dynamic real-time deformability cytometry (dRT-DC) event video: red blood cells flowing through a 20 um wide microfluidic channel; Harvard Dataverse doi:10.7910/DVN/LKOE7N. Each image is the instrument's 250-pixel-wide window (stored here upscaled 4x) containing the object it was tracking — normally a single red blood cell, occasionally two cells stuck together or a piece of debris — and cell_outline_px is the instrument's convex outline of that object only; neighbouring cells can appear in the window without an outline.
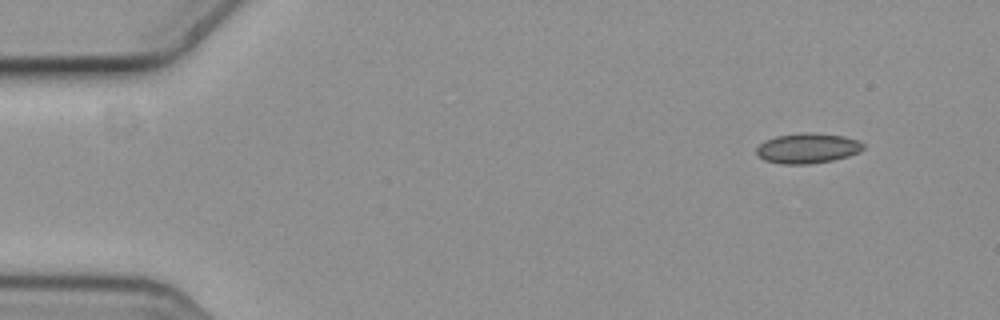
{"species": "common noctule bat (a hibernating species)", "species_latin": "Nyctalus noctula", "temperature_condition": "cold", "stored_images_in_passage": 6, "camera_frame_rate_fps": 3000, "um_per_image_px": 0.085, "animal": {"sex": "female", "body_mass_g": 19.3, "forearm_length_mm": 54.1}, "frame": {"image": 1, "passage_image": 1, "time_ms": 0.0, "image_size_px": [1000, 320], "cell_outline_px": [[864, 148], [860, 152], [848, 156], [832, 160], [808, 164], [780, 164], [764, 160], [756, 156], [756, 148], [764, 140], [776, 136], [800, 132], [816, 132], [844, 136], [860, 140], [864, 144]], "centroid_in_image_um": [68.63, 12.59], "position_along_channel_um": 16.4, "area_um2": 19.13}}
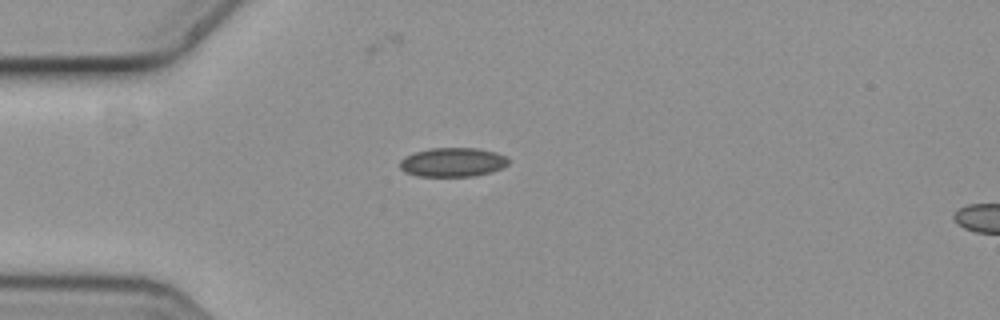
{"frame": {"image": 2, "passage_image": 4, "time_ms": 1.0, "image_size_px": [1000, 320], "cell_outline_px": [[508, 164], [492, 172], [472, 176], [416, 176], [404, 172], [400, 168], [400, 160], [404, 156], [416, 152], [432, 148], [476, 148], [496, 152], [508, 156]], "centroid_in_image_um": [38.47, 13.79], "position_along_channel_um": 46.5, "area_um2": 18.44}}
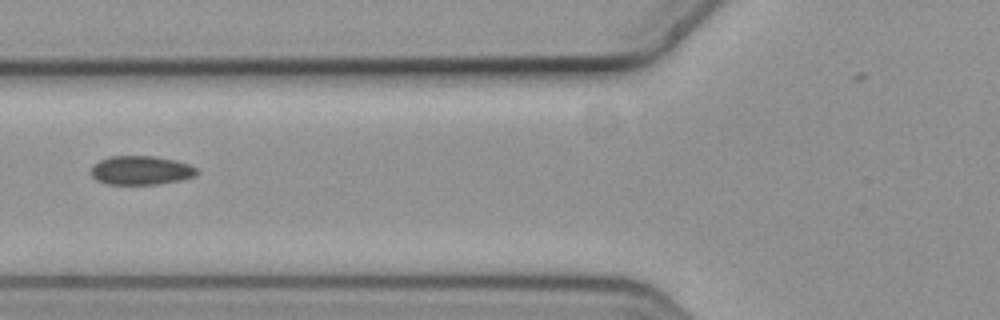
{"frame": {"image": 3, "passage_image": 6, "time_ms": 1.667, "image_size_px": [1000, 320], "cell_outline_px": [[200, 172], [196, 176], [180, 180], [160, 184], [108, 184], [96, 180], [92, 176], [92, 164], [100, 160], [112, 156], [156, 156], [176, 160], [188, 164], [196, 168]], "centroid_in_image_um": [12.01, 14.48], "position_along_channel_um": 113.8, "area_um2": 17.92}}